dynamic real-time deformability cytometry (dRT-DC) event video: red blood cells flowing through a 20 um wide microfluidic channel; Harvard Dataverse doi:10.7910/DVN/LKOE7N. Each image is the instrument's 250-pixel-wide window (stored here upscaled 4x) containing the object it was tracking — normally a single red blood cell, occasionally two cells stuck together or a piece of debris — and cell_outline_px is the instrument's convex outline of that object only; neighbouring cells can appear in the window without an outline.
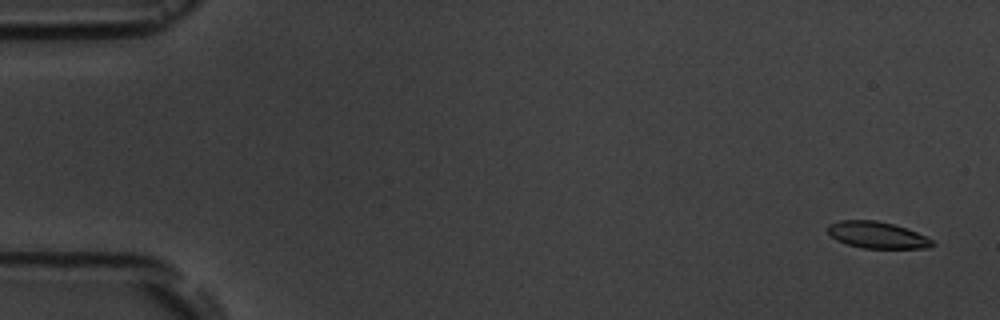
{"species": "common noctule bat (a hibernating species)", "species_latin": "Nyctalus noctula", "temperature_condition": "room temperature", "stored_images_in_passage": 5, "camera_frame_rate_fps": 3000, "um_per_image_px": 0.085, "animal": {"sex": "male", "body_mass_g": 19.5, "forearm_length_mm": 54.6}, "frame": {"image": 1, "passage_image": 1, "time_ms": 0.0, "image_size_px": [1000, 320], "cell_outline_px": [[936, 244], [928, 248], [864, 248], [848, 244], [836, 240], [828, 232], [828, 224], [840, 220], [876, 220], [892, 224], [916, 232], [932, 240]], "centroid_in_image_um": [74.54, 19.97], "position_along_channel_um": 10.5, "area_um2": 16.01}}
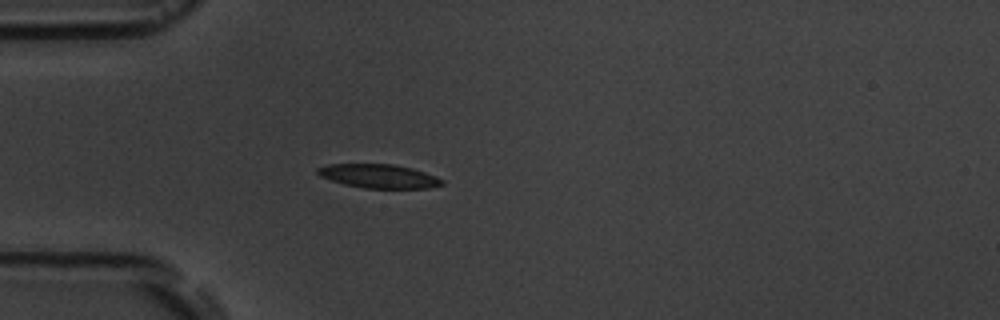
{"frame": {"image": 2, "passage_image": 5, "time_ms": 4.667, "image_size_px": [1000, 320], "cell_outline_px": [[444, 184], [428, 188], [364, 188], [344, 184], [320, 176], [316, 172], [316, 168], [328, 164], [392, 164], [412, 168], [436, 176], [444, 180]], "centroid_in_image_um": [32.2, 14.97], "position_along_channel_um": 52.8, "area_um2": 17.22}}